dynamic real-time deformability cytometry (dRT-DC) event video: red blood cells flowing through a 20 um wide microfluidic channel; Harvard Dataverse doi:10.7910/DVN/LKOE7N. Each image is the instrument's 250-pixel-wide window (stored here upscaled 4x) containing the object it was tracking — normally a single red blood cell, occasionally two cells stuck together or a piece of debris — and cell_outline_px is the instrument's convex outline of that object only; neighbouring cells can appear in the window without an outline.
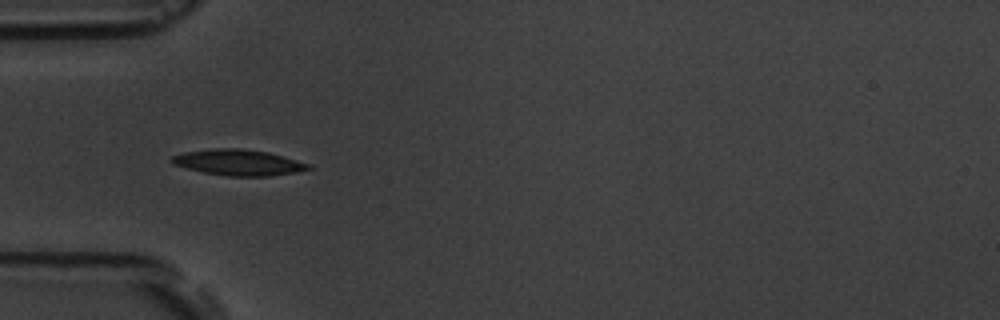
{"species": "common noctule bat (a hibernating species)", "species_latin": "Nyctalus noctula", "temperature_condition": "room temperature", "stored_images_in_passage": 14, "camera_frame_rate_fps": 3000, "um_per_image_px": 0.085, "animal": {"sex": "male", "body_mass_g": 19.5, "forearm_length_mm": 54.6}, "frame": {"image": 1, "passage_image": 5, "time_ms": 4.667, "image_size_px": [1000, 320], "cell_outline_px": [[312, 168], [296, 172], [272, 176], [228, 176], [204, 172], [172, 164], [168, 160], [172, 156], [184, 152], [216, 148], [240, 148], [268, 152], [312, 164]], "centroid_in_image_um": [20.28, 13.81], "position_along_channel_um": 64.7, "area_um2": 20.63}}
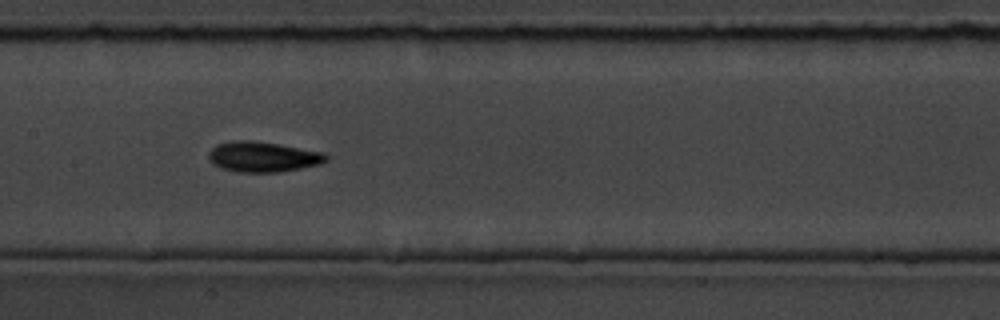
{"frame": {"image": 2, "passage_image": 8, "time_ms": 8.0, "image_size_px": [1000, 320], "cell_outline_px": [[328, 160], [320, 164], [300, 168], [276, 172], [236, 172], [220, 168], [212, 164], [208, 156], [208, 152], [216, 144], [236, 140], [252, 140], [324, 152], [328, 156]], "centroid_in_image_um": [22.31, 13.33], "position_along_channel_um": 185.1, "area_um2": 20.75}}
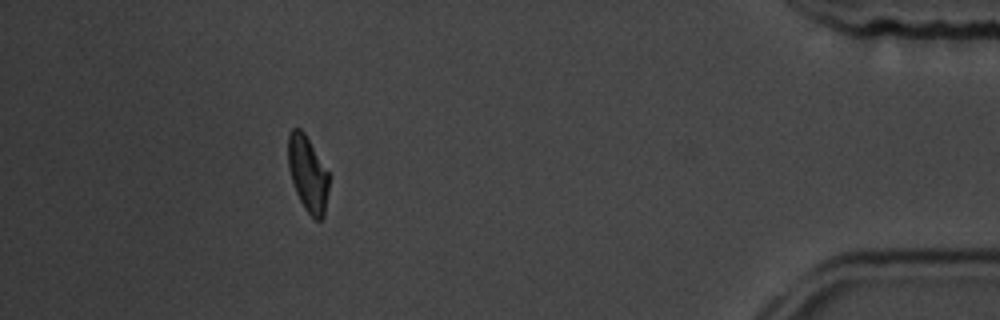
{"frame": {"image": 3, "passage_image": 14, "time_ms": 15.667, "image_size_px": [1000, 320], "cell_outline_px": [[328, 188], [324, 216], [320, 220], [316, 220], [304, 208], [296, 192], [288, 168], [288, 132], [292, 128], [300, 128], [304, 132], [328, 172]], "centroid_in_image_um": [26.14, 14.75], "position_along_channel_um": 409.1, "area_um2": 17.74}, "authors_computed_cell_mechanics": {"area_um2": 19.4786, "velocity_mm_per_s": 3.6414, "shape_relaxation_time_tau1_ms": 4.1798, "shape_relaxation_time_tau2_ms": 2.1521, "deformation_change_tau1": 0.1296, "deformation_change_tau2": 0.0597}}